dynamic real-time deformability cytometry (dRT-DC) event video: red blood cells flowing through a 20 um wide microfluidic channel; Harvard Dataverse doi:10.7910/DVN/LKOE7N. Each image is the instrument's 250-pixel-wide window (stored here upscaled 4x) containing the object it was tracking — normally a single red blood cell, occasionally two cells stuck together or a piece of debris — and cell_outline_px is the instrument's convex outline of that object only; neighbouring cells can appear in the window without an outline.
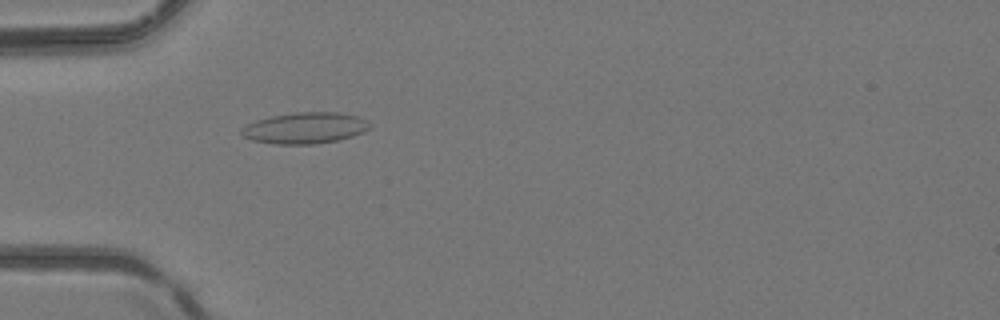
{"species": "common noctule bat (a hibernating species)", "species_latin": "Nyctalus noctula", "temperature_condition": "room temperature", "stored_images_in_passage": 1, "camera_frame_rate_fps": 3000, "um_per_image_px": 0.085, "animal": {"sex": "female", "body_mass_g": 24.6, "forearm_length_mm": 56.2}, "frame": {"image": 1, "passage_image": 1, "time_ms": 0.0, "image_size_px": [1000, 320], "cell_outline_px": [[372, 124], [364, 132], [352, 136], [336, 140], [316, 144], [276, 144], [252, 140], [244, 136], [240, 132], [240, 128], [256, 120], [272, 116], [296, 112], [336, 112], [360, 116], [368, 120]], "centroid_in_image_um": [25.95, 10.87], "position_along_channel_um": 59.0, "area_um2": 23.35}}